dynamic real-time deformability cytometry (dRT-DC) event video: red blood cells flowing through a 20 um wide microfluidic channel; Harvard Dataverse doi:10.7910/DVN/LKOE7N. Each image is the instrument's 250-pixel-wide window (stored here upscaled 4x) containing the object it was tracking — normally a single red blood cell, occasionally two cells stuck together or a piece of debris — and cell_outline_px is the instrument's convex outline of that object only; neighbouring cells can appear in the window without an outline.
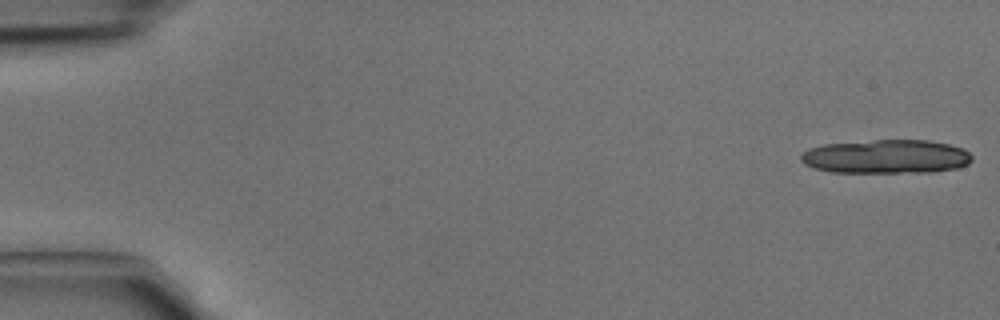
{"species": "common noctule bat (a hibernating species)", "species_latin": "Nyctalus noctula", "temperature_condition": "cold", "stored_images_in_passage": 5, "camera_frame_rate_fps": 3000, "um_per_image_px": 0.085, "animal": {"sex": "male", "body_mass_g": 15.6}, "frame": {"image": 1, "passage_image": 1, "time_ms": 0.0, "image_size_px": [1000, 320], "cell_outline_px": [[972, 160], [968, 164], [960, 168], [932, 172], [832, 172], [816, 168], [804, 164], [800, 160], [800, 156], [808, 148], [824, 144], [876, 140], [928, 140], [948, 144], [964, 148], [972, 156]], "centroid_in_image_um": [75.36, 13.31], "position_along_channel_um": 9.6, "area_um2": 33.87}}
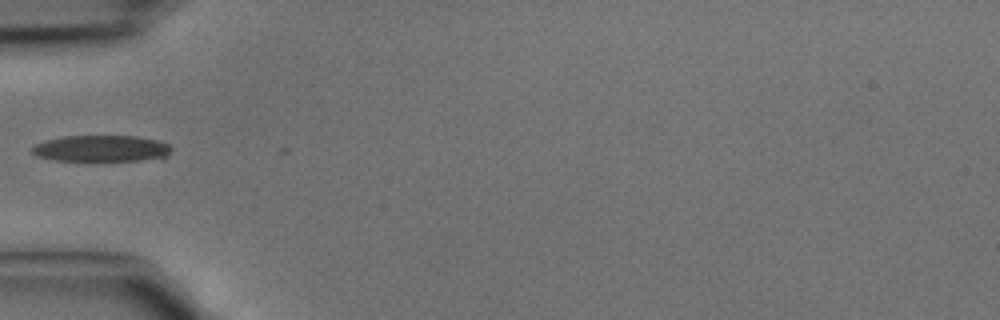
{"frame": {"image": 2, "passage_image": 5, "time_ms": 1.333, "image_size_px": [1000, 320], "cell_outline_px": [[172, 148], [168, 156], [164, 160], [92, 164], [52, 160], [36, 156], [32, 152], [32, 148], [36, 144], [44, 140], [64, 136], [136, 136], [160, 140], [168, 144]], "centroid_in_image_um": [8.69, 12.7], "position_along_channel_um": 76.3, "area_um2": 23.29}}